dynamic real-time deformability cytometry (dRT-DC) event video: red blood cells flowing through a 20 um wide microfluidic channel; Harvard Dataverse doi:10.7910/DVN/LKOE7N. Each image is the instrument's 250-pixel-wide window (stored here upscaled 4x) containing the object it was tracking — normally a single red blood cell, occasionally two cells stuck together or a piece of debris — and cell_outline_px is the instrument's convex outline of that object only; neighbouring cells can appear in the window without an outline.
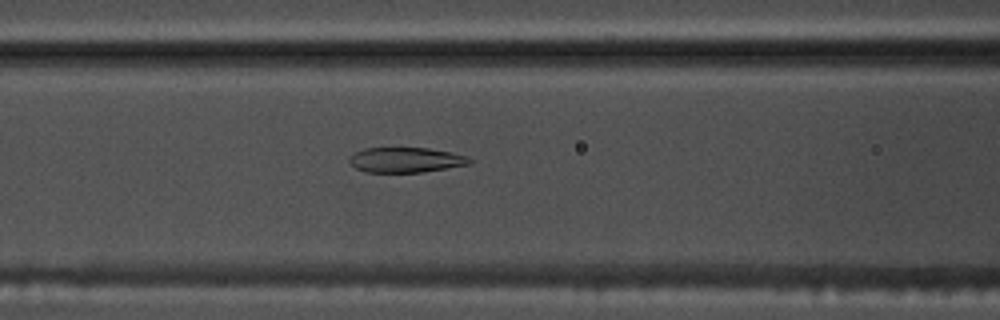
{"species": "common noctule bat (a hibernating species)", "species_latin": "Nyctalus noctula", "temperature_condition": "warm", "stored_images_in_passage": 53, "camera_frame_rate_fps": 3000, "um_per_image_px": 0.085, "animal": {"sex": "male", "body_mass_g": 17.5, "forearm_length_mm": 52.3}, "frame": {"image": 1, "passage_image": 22, "time_ms": 7.0, "image_size_px": [1000, 320], "cell_outline_px": [[472, 160], [468, 164], [424, 172], [364, 172], [356, 168], [348, 160], [348, 156], [364, 148], [428, 148], [452, 152], [468, 156]], "centroid_in_image_um": [34.47, 13.59], "position_along_channel_um": 132.1, "area_um2": 17.57}}
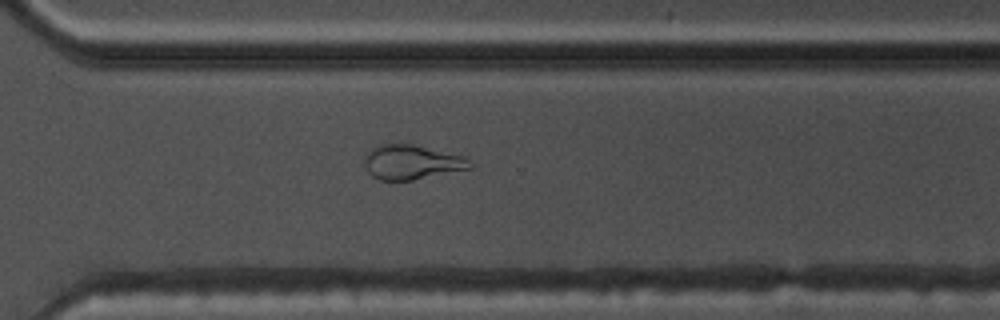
{"frame": {"image": 2, "passage_image": 38, "time_ms": 12.333, "image_size_px": [1000, 320], "cell_outline_px": [[472, 168], [412, 180], [380, 180], [372, 176], [368, 172], [364, 164], [364, 156], [376, 144], [412, 144], [464, 156], [472, 164]], "centroid_in_image_um": [34.96, 13.78], "position_along_channel_um": 335.6, "area_um2": 21.15}}
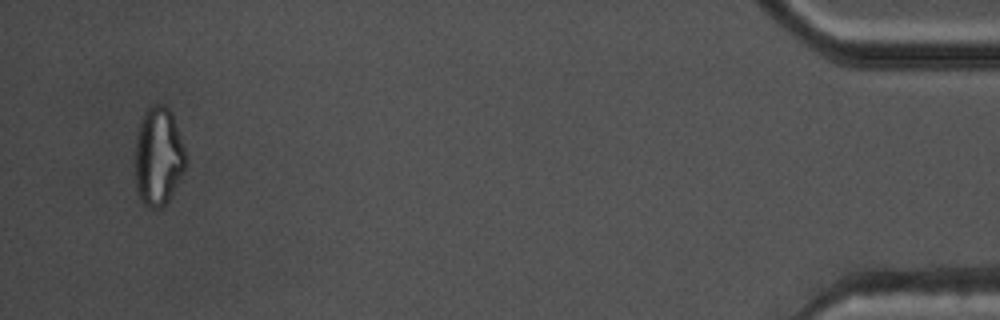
{"frame": {"image": 3, "passage_image": 51, "time_ms": 16.667, "image_size_px": [1000, 320], "cell_outline_px": [[188, 160], [184, 172], [168, 200], [160, 208], [148, 208], [140, 200], [136, 188], [136, 136], [144, 112], [152, 104], [164, 104], [172, 112], [184, 144]], "centroid_in_image_um": [13.49, 13.29], "position_along_channel_um": 421.7, "area_um2": 29.36}, "authors_computed_cell_mechanics": {"area_um2": 22.4842, "velocity_mm_per_s": 3.8319, "shape_relaxation_time_tau1_ms": 10.1881, "shape_relaxation_time_tau2_ms": 2.0135, "deformation_change_tau1": 0.3009, "deformation_change_tau2": 0.0879}}